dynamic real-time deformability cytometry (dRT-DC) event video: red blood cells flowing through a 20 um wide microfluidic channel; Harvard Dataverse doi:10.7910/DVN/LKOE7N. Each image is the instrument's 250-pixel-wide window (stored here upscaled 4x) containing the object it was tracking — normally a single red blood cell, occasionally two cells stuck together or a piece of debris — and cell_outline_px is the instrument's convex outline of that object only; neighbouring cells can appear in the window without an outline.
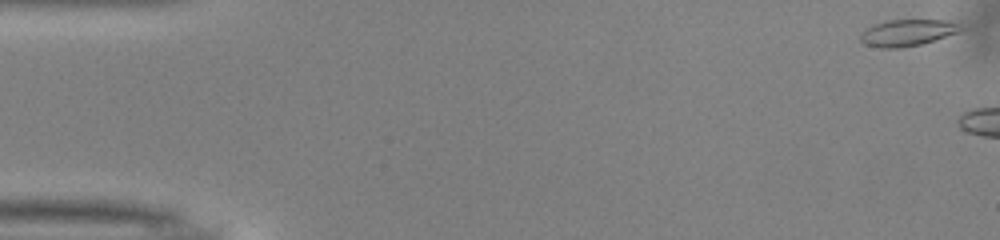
{"species": "common noctule bat (a hibernating species)", "species_latin": "Nyctalus noctula", "temperature_condition": "warm", "stored_images_in_passage": 4, "camera_frame_rate_fps": 3000, "um_per_image_px": 0.085, "animal": {"sex": "male", "body_mass_g": 13.0, "forearm_length_mm": 53.1}, "frame": {"image": 1, "passage_image": 1, "time_ms": 0.0, "image_size_px": [1000, 240], "cell_outline_px": [[964, 28], [960, 32], [920, 44], [900, 48], [880, 48], [864, 44], [860, 40], [860, 32], [864, 28], [872, 24], [888, 20], [948, 20], [960, 24]], "centroid_in_image_um": [77.09, 2.77], "position_along_channel_um": 7.9, "area_um2": 15.72}}